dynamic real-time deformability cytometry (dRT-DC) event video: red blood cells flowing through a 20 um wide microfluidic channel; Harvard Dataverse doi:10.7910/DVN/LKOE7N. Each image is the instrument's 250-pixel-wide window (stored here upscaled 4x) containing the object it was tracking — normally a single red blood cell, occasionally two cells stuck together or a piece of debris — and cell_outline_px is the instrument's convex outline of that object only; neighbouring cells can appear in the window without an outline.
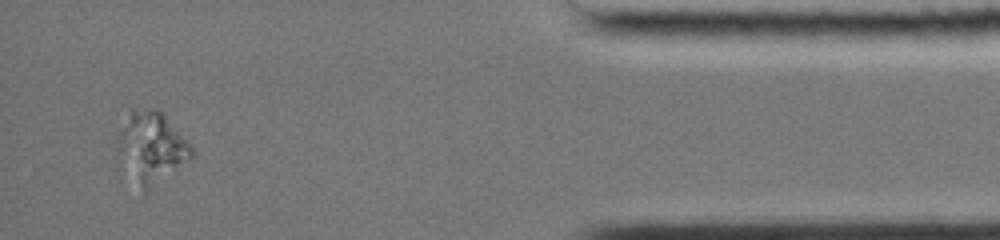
{"species": "common noctule bat (a hibernating species)", "species_latin": "Nyctalus noctula", "temperature_condition": "cold", "stored_images_in_passage": 48, "segment_of_instrument_passage": [2, 2], "camera_frame_rate_fps": 3000, "um_per_image_px": 0.085, "animal": {"sex": "female", "body_mass_g": 19.0, "forearm_length_mm": 51.5}, "frame": {"image": 1, "passage_image": 46, "time_ms": 15.0, "image_size_px": [1000, 240], "cell_outline_px": [[196, 152], [192, 156], [144, 192], [120, 152], [116, 144], [116, 132], [132, 108], [156, 108], [164, 112]], "centroid_in_image_um": [12.88, 12.36], "position_along_channel_um": 422.3, "area_um2": 29.42}}